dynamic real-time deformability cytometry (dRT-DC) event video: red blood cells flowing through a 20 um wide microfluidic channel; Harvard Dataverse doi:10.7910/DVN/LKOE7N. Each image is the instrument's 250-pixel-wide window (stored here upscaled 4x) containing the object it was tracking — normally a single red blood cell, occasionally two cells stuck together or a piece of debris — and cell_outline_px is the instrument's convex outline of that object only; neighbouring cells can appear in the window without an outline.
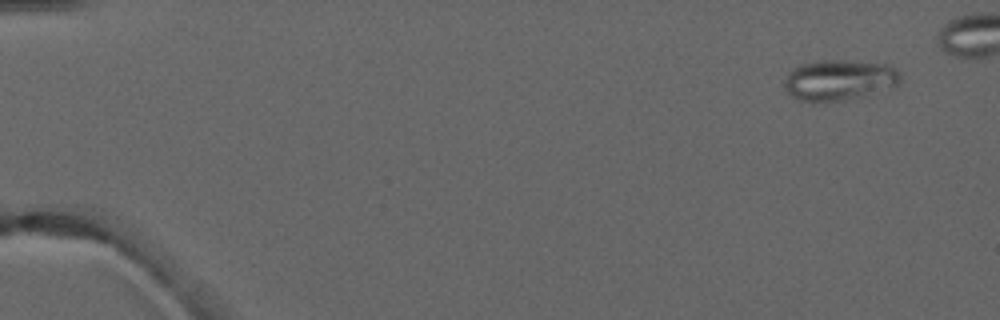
{"species": "common noctule bat (a hibernating species)", "species_latin": "Nyctalus noctula", "temperature_condition": "warm", "stored_images_in_passage": 6, "camera_frame_rate_fps": 3000, "um_per_image_px": 0.085, "animal": {"sex": "male", "forearm_length_mm": 52.5}, "frame": {"image": 1, "passage_image": 1, "time_ms": 0.0, "image_size_px": [1000, 320], "cell_outline_px": [[900, 84], [892, 88], [868, 96], [844, 100], [812, 104], [800, 100], [792, 96], [788, 92], [784, 84], [784, 80], [788, 72], [792, 68], [800, 64], [820, 60], [844, 60], [888, 64], [900, 72]], "centroid_in_image_um": [71.34, 6.83], "position_along_channel_um": 13.7, "area_um2": 28.26}}